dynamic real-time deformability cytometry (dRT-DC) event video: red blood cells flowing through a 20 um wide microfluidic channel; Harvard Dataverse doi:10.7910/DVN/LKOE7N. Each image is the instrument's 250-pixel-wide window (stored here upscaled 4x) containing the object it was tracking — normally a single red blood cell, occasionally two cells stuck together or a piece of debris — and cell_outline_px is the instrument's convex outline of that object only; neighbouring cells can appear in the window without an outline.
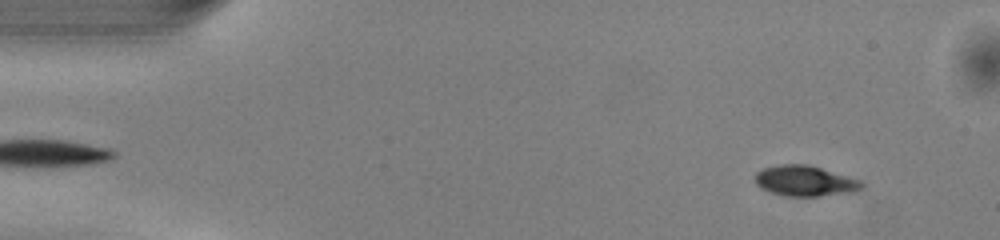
{"species": "common noctule bat (a hibernating species)", "species_latin": "Nyctalus noctula", "temperature_condition": "warm", "stored_images_in_passage": 49, "camera_frame_rate_fps": 3000, "um_per_image_px": 0.085, "animal": {"sex": "male", "body_mass_g": 13.0, "forearm_length_mm": 53.1}, "frame": {"image": 1, "passage_image": 4, "time_ms": 1.0, "image_size_px": [1000, 240], "cell_outline_px": [[864, 188], [856, 192], [820, 196], [784, 196], [760, 188], [756, 184], [756, 172], [764, 168], [780, 164], [808, 164], [860, 180], [864, 184]], "centroid_in_image_um": [68.45, 15.39], "position_along_channel_um": 16.5, "area_um2": 19.02}}
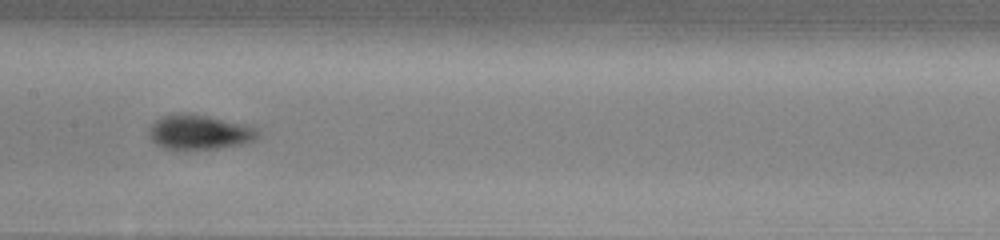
{"frame": {"image": 2, "passage_image": 24, "time_ms": 7.667, "image_size_px": [1000, 240], "cell_outline_px": [[260, 136], [256, 140], [240, 144], [220, 148], [180, 152], [164, 148], [156, 144], [148, 136], [148, 128], [160, 116], [172, 112], [188, 112], [252, 124], [260, 132]], "centroid_in_image_um": [16.94, 11.23], "position_along_channel_um": 190.5, "area_um2": 23.35}}
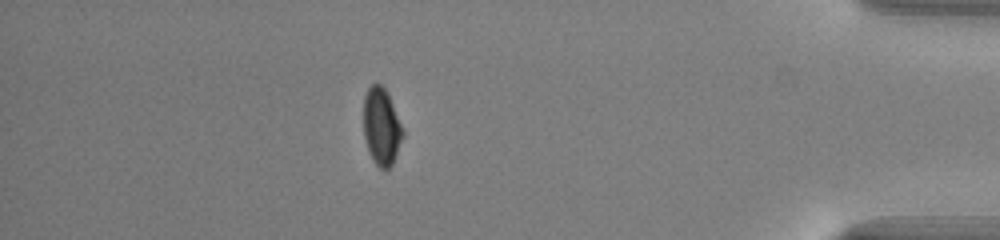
{"frame": {"image": 3, "passage_image": 43, "time_ms": 14.0, "image_size_px": [1000, 240], "cell_outline_px": [[404, 136], [392, 164], [388, 168], [380, 168], [372, 160], [364, 136], [364, 96], [368, 88], [372, 84], [380, 84], [384, 88], [404, 128]], "centroid_in_image_um": [32.43, 10.77], "position_along_channel_um": 402.8, "area_um2": 17.46}, "authors_computed_cell_mechanics": {"area_um2": 20.2878, "velocity_mm_per_s": 4.1048, "shape_relaxation_time_tau1_ms": 1.6773, "shape_relaxation_time_tau2_ms": null, "deformation_change_tau1": 0.1015, "deformation_change_tau2": null}}